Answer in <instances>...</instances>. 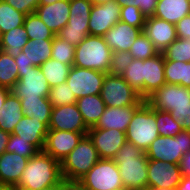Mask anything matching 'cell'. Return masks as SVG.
Masks as SVG:
<instances>
[{"label":"cell","instance_id":"obj_1","mask_svg":"<svg viewBox=\"0 0 190 190\" xmlns=\"http://www.w3.org/2000/svg\"><path fill=\"white\" fill-rule=\"evenodd\" d=\"M63 180L60 162L44 151L29 158L14 190H40L46 187L61 186Z\"/></svg>","mask_w":190,"mask_h":190},{"label":"cell","instance_id":"obj_2","mask_svg":"<svg viewBox=\"0 0 190 190\" xmlns=\"http://www.w3.org/2000/svg\"><path fill=\"white\" fill-rule=\"evenodd\" d=\"M145 101L154 110L170 112L183 130L190 131V88L166 83Z\"/></svg>","mask_w":190,"mask_h":190},{"label":"cell","instance_id":"obj_3","mask_svg":"<svg viewBox=\"0 0 190 190\" xmlns=\"http://www.w3.org/2000/svg\"><path fill=\"white\" fill-rule=\"evenodd\" d=\"M118 165L123 187L127 190L147 188L148 158L140 148L126 142L113 159Z\"/></svg>","mask_w":190,"mask_h":190},{"label":"cell","instance_id":"obj_4","mask_svg":"<svg viewBox=\"0 0 190 190\" xmlns=\"http://www.w3.org/2000/svg\"><path fill=\"white\" fill-rule=\"evenodd\" d=\"M112 52L103 36L88 35L75 47L73 66L109 73Z\"/></svg>","mask_w":190,"mask_h":190},{"label":"cell","instance_id":"obj_5","mask_svg":"<svg viewBox=\"0 0 190 190\" xmlns=\"http://www.w3.org/2000/svg\"><path fill=\"white\" fill-rule=\"evenodd\" d=\"M157 125L155 110L144 101L132 116L125 132L126 141L146 152L150 144L159 136Z\"/></svg>","mask_w":190,"mask_h":190},{"label":"cell","instance_id":"obj_6","mask_svg":"<svg viewBox=\"0 0 190 190\" xmlns=\"http://www.w3.org/2000/svg\"><path fill=\"white\" fill-rule=\"evenodd\" d=\"M99 160L100 157L92 140L86 135L76 148L60 162L62 177L66 180H79Z\"/></svg>","mask_w":190,"mask_h":190},{"label":"cell","instance_id":"obj_7","mask_svg":"<svg viewBox=\"0 0 190 190\" xmlns=\"http://www.w3.org/2000/svg\"><path fill=\"white\" fill-rule=\"evenodd\" d=\"M92 3L90 0H70L67 25L57 34L62 40L75 47L89 35V18Z\"/></svg>","mask_w":190,"mask_h":190},{"label":"cell","instance_id":"obj_8","mask_svg":"<svg viewBox=\"0 0 190 190\" xmlns=\"http://www.w3.org/2000/svg\"><path fill=\"white\" fill-rule=\"evenodd\" d=\"M190 150V131L182 130L176 137L158 136L146 150L148 160L179 164L183 154Z\"/></svg>","mask_w":190,"mask_h":190},{"label":"cell","instance_id":"obj_9","mask_svg":"<svg viewBox=\"0 0 190 190\" xmlns=\"http://www.w3.org/2000/svg\"><path fill=\"white\" fill-rule=\"evenodd\" d=\"M79 181L88 190L124 189L118 165L113 159H100Z\"/></svg>","mask_w":190,"mask_h":190},{"label":"cell","instance_id":"obj_10","mask_svg":"<svg viewBox=\"0 0 190 190\" xmlns=\"http://www.w3.org/2000/svg\"><path fill=\"white\" fill-rule=\"evenodd\" d=\"M101 98L106 107L135 106L142 98L120 75H105Z\"/></svg>","mask_w":190,"mask_h":190},{"label":"cell","instance_id":"obj_11","mask_svg":"<svg viewBox=\"0 0 190 190\" xmlns=\"http://www.w3.org/2000/svg\"><path fill=\"white\" fill-rule=\"evenodd\" d=\"M106 74L97 70L72 66L66 83L76 99L85 97L86 95H97L101 94Z\"/></svg>","mask_w":190,"mask_h":190},{"label":"cell","instance_id":"obj_12","mask_svg":"<svg viewBox=\"0 0 190 190\" xmlns=\"http://www.w3.org/2000/svg\"><path fill=\"white\" fill-rule=\"evenodd\" d=\"M51 87L41 69L33 66L10 88L19 99L47 98Z\"/></svg>","mask_w":190,"mask_h":190},{"label":"cell","instance_id":"obj_13","mask_svg":"<svg viewBox=\"0 0 190 190\" xmlns=\"http://www.w3.org/2000/svg\"><path fill=\"white\" fill-rule=\"evenodd\" d=\"M147 188L177 189L182 175L179 164L148 160Z\"/></svg>","mask_w":190,"mask_h":190},{"label":"cell","instance_id":"obj_14","mask_svg":"<svg viewBox=\"0 0 190 190\" xmlns=\"http://www.w3.org/2000/svg\"><path fill=\"white\" fill-rule=\"evenodd\" d=\"M87 135L100 159H114L118 150L127 142L126 134L115 129L89 128Z\"/></svg>","mask_w":190,"mask_h":190},{"label":"cell","instance_id":"obj_15","mask_svg":"<svg viewBox=\"0 0 190 190\" xmlns=\"http://www.w3.org/2000/svg\"><path fill=\"white\" fill-rule=\"evenodd\" d=\"M121 7L112 0L107 3L92 5L89 18V35L104 36L105 33L120 21Z\"/></svg>","mask_w":190,"mask_h":190},{"label":"cell","instance_id":"obj_16","mask_svg":"<svg viewBox=\"0 0 190 190\" xmlns=\"http://www.w3.org/2000/svg\"><path fill=\"white\" fill-rule=\"evenodd\" d=\"M48 128L49 130L80 132L85 136L89 131L76 103L53 107Z\"/></svg>","mask_w":190,"mask_h":190},{"label":"cell","instance_id":"obj_17","mask_svg":"<svg viewBox=\"0 0 190 190\" xmlns=\"http://www.w3.org/2000/svg\"><path fill=\"white\" fill-rule=\"evenodd\" d=\"M84 136L80 132L48 130L43 151L61 162L76 148Z\"/></svg>","mask_w":190,"mask_h":190},{"label":"cell","instance_id":"obj_18","mask_svg":"<svg viewBox=\"0 0 190 190\" xmlns=\"http://www.w3.org/2000/svg\"><path fill=\"white\" fill-rule=\"evenodd\" d=\"M164 84V55L158 53L154 57L142 60V99L146 100Z\"/></svg>","mask_w":190,"mask_h":190},{"label":"cell","instance_id":"obj_19","mask_svg":"<svg viewBox=\"0 0 190 190\" xmlns=\"http://www.w3.org/2000/svg\"><path fill=\"white\" fill-rule=\"evenodd\" d=\"M142 31L151 40L159 53H162L177 39L175 24L154 16L146 18Z\"/></svg>","mask_w":190,"mask_h":190},{"label":"cell","instance_id":"obj_20","mask_svg":"<svg viewBox=\"0 0 190 190\" xmlns=\"http://www.w3.org/2000/svg\"><path fill=\"white\" fill-rule=\"evenodd\" d=\"M29 158L5 151L0 155V187L14 188L21 178Z\"/></svg>","mask_w":190,"mask_h":190},{"label":"cell","instance_id":"obj_21","mask_svg":"<svg viewBox=\"0 0 190 190\" xmlns=\"http://www.w3.org/2000/svg\"><path fill=\"white\" fill-rule=\"evenodd\" d=\"M70 0H60L49 5H38L35 13L57 35L67 25Z\"/></svg>","mask_w":190,"mask_h":190},{"label":"cell","instance_id":"obj_22","mask_svg":"<svg viewBox=\"0 0 190 190\" xmlns=\"http://www.w3.org/2000/svg\"><path fill=\"white\" fill-rule=\"evenodd\" d=\"M144 101L141 99L135 106L106 107L97 124L91 128L115 129L125 133L135 110Z\"/></svg>","mask_w":190,"mask_h":190},{"label":"cell","instance_id":"obj_23","mask_svg":"<svg viewBox=\"0 0 190 190\" xmlns=\"http://www.w3.org/2000/svg\"><path fill=\"white\" fill-rule=\"evenodd\" d=\"M141 32V28L119 21L103 37L113 52H128Z\"/></svg>","mask_w":190,"mask_h":190},{"label":"cell","instance_id":"obj_24","mask_svg":"<svg viewBox=\"0 0 190 190\" xmlns=\"http://www.w3.org/2000/svg\"><path fill=\"white\" fill-rule=\"evenodd\" d=\"M48 130L49 128L44 123L31 117L23 116L15 126L12 134L31 143L39 151H43Z\"/></svg>","mask_w":190,"mask_h":190},{"label":"cell","instance_id":"obj_25","mask_svg":"<svg viewBox=\"0 0 190 190\" xmlns=\"http://www.w3.org/2000/svg\"><path fill=\"white\" fill-rule=\"evenodd\" d=\"M190 15V0H158L154 17L176 24Z\"/></svg>","mask_w":190,"mask_h":190},{"label":"cell","instance_id":"obj_26","mask_svg":"<svg viewBox=\"0 0 190 190\" xmlns=\"http://www.w3.org/2000/svg\"><path fill=\"white\" fill-rule=\"evenodd\" d=\"M76 105L88 128L94 127L97 124L106 108L100 94L86 95L85 97L78 98Z\"/></svg>","mask_w":190,"mask_h":190},{"label":"cell","instance_id":"obj_27","mask_svg":"<svg viewBox=\"0 0 190 190\" xmlns=\"http://www.w3.org/2000/svg\"><path fill=\"white\" fill-rule=\"evenodd\" d=\"M23 109L20 99L11 92L7 95L0 109V129L13 133L15 126L23 118Z\"/></svg>","mask_w":190,"mask_h":190},{"label":"cell","instance_id":"obj_28","mask_svg":"<svg viewBox=\"0 0 190 190\" xmlns=\"http://www.w3.org/2000/svg\"><path fill=\"white\" fill-rule=\"evenodd\" d=\"M24 116L31 117L44 123L47 127L50 123L52 104L48 98L20 99Z\"/></svg>","mask_w":190,"mask_h":190},{"label":"cell","instance_id":"obj_29","mask_svg":"<svg viewBox=\"0 0 190 190\" xmlns=\"http://www.w3.org/2000/svg\"><path fill=\"white\" fill-rule=\"evenodd\" d=\"M164 75L167 84H176L190 88V62L166 60Z\"/></svg>","mask_w":190,"mask_h":190},{"label":"cell","instance_id":"obj_30","mask_svg":"<svg viewBox=\"0 0 190 190\" xmlns=\"http://www.w3.org/2000/svg\"><path fill=\"white\" fill-rule=\"evenodd\" d=\"M53 39L28 40L22 48L27 59L33 62V66L40 67L46 60L51 58Z\"/></svg>","mask_w":190,"mask_h":190},{"label":"cell","instance_id":"obj_31","mask_svg":"<svg viewBox=\"0 0 190 190\" xmlns=\"http://www.w3.org/2000/svg\"><path fill=\"white\" fill-rule=\"evenodd\" d=\"M27 42L28 37L24 25L15 27L6 33H3L0 50L5 51L13 57H17L22 48L26 46Z\"/></svg>","mask_w":190,"mask_h":190},{"label":"cell","instance_id":"obj_32","mask_svg":"<svg viewBox=\"0 0 190 190\" xmlns=\"http://www.w3.org/2000/svg\"><path fill=\"white\" fill-rule=\"evenodd\" d=\"M39 68L44 74L49 86L54 87L66 82L71 66L50 58L46 60Z\"/></svg>","mask_w":190,"mask_h":190},{"label":"cell","instance_id":"obj_33","mask_svg":"<svg viewBox=\"0 0 190 190\" xmlns=\"http://www.w3.org/2000/svg\"><path fill=\"white\" fill-rule=\"evenodd\" d=\"M23 25L28 40L53 39L56 36L35 12L25 16Z\"/></svg>","mask_w":190,"mask_h":190},{"label":"cell","instance_id":"obj_34","mask_svg":"<svg viewBox=\"0 0 190 190\" xmlns=\"http://www.w3.org/2000/svg\"><path fill=\"white\" fill-rule=\"evenodd\" d=\"M18 80V68L14 57L0 50V87L10 89Z\"/></svg>","mask_w":190,"mask_h":190},{"label":"cell","instance_id":"obj_35","mask_svg":"<svg viewBox=\"0 0 190 190\" xmlns=\"http://www.w3.org/2000/svg\"><path fill=\"white\" fill-rule=\"evenodd\" d=\"M25 14L17 11L4 0H0V28L2 33H6L15 27L24 24Z\"/></svg>","mask_w":190,"mask_h":190},{"label":"cell","instance_id":"obj_36","mask_svg":"<svg viewBox=\"0 0 190 190\" xmlns=\"http://www.w3.org/2000/svg\"><path fill=\"white\" fill-rule=\"evenodd\" d=\"M155 119L159 136L176 137L183 130L181 123L175 120L168 111L155 110Z\"/></svg>","mask_w":190,"mask_h":190},{"label":"cell","instance_id":"obj_37","mask_svg":"<svg viewBox=\"0 0 190 190\" xmlns=\"http://www.w3.org/2000/svg\"><path fill=\"white\" fill-rule=\"evenodd\" d=\"M75 46L62 40L57 35L53 38L51 58L63 64L73 66Z\"/></svg>","mask_w":190,"mask_h":190},{"label":"cell","instance_id":"obj_38","mask_svg":"<svg viewBox=\"0 0 190 190\" xmlns=\"http://www.w3.org/2000/svg\"><path fill=\"white\" fill-rule=\"evenodd\" d=\"M162 53L166 60L190 62V39L177 38Z\"/></svg>","mask_w":190,"mask_h":190},{"label":"cell","instance_id":"obj_39","mask_svg":"<svg viewBox=\"0 0 190 190\" xmlns=\"http://www.w3.org/2000/svg\"><path fill=\"white\" fill-rule=\"evenodd\" d=\"M128 52L133 56V59L140 60L152 58L159 53L143 31L138 35Z\"/></svg>","mask_w":190,"mask_h":190},{"label":"cell","instance_id":"obj_40","mask_svg":"<svg viewBox=\"0 0 190 190\" xmlns=\"http://www.w3.org/2000/svg\"><path fill=\"white\" fill-rule=\"evenodd\" d=\"M47 98L52 104V107L75 104L77 101L74 93L71 91L66 82L51 87Z\"/></svg>","mask_w":190,"mask_h":190},{"label":"cell","instance_id":"obj_41","mask_svg":"<svg viewBox=\"0 0 190 190\" xmlns=\"http://www.w3.org/2000/svg\"><path fill=\"white\" fill-rule=\"evenodd\" d=\"M121 76L142 98V60L133 59Z\"/></svg>","mask_w":190,"mask_h":190},{"label":"cell","instance_id":"obj_42","mask_svg":"<svg viewBox=\"0 0 190 190\" xmlns=\"http://www.w3.org/2000/svg\"><path fill=\"white\" fill-rule=\"evenodd\" d=\"M7 152H14L20 156L31 158L36 155L39 150L26 140L20 139L17 135L10 134L9 142L6 146Z\"/></svg>","mask_w":190,"mask_h":190},{"label":"cell","instance_id":"obj_43","mask_svg":"<svg viewBox=\"0 0 190 190\" xmlns=\"http://www.w3.org/2000/svg\"><path fill=\"white\" fill-rule=\"evenodd\" d=\"M120 21L143 30L146 17L142 14L138 7L126 5L121 7Z\"/></svg>","mask_w":190,"mask_h":190},{"label":"cell","instance_id":"obj_44","mask_svg":"<svg viewBox=\"0 0 190 190\" xmlns=\"http://www.w3.org/2000/svg\"><path fill=\"white\" fill-rule=\"evenodd\" d=\"M132 61L133 56L129 52H112L109 74L121 76Z\"/></svg>","mask_w":190,"mask_h":190},{"label":"cell","instance_id":"obj_45","mask_svg":"<svg viewBox=\"0 0 190 190\" xmlns=\"http://www.w3.org/2000/svg\"><path fill=\"white\" fill-rule=\"evenodd\" d=\"M6 3L10 4L17 11L22 12L25 15L34 13L40 0H4Z\"/></svg>","mask_w":190,"mask_h":190},{"label":"cell","instance_id":"obj_46","mask_svg":"<svg viewBox=\"0 0 190 190\" xmlns=\"http://www.w3.org/2000/svg\"><path fill=\"white\" fill-rule=\"evenodd\" d=\"M177 38L190 39V15L183 17L175 24Z\"/></svg>","mask_w":190,"mask_h":190},{"label":"cell","instance_id":"obj_47","mask_svg":"<svg viewBox=\"0 0 190 190\" xmlns=\"http://www.w3.org/2000/svg\"><path fill=\"white\" fill-rule=\"evenodd\" d=\"M15 63L17 64L18 68V78L23 77V72H27L29 69L33 67V62H30L25 53L22 51L17 57H14Z\"/></svg>","mask_w":190,"mask_h":190},{"label":"cell","instance_id":"obj_48","mask_svg":"<svg viewBox=\"0 0 190 190\" xmlns=\"http://www.w3.org/2000/svg\"><path fill=\"white\" fill-rule=\"evenodd\" d=\"M158 0H141V12L146 17L154 16Z\"/></svg>","mask_w":190,"mask_h":190},{"label":"cell","instance_id":"obj_49","mask_svg":"<svg viewBox=\"0 0 190 190\" xmlns=\"http://www.w3.org/2000/svg\"><path fill=\"white\" fill-rule=\"evenodd\" d=\"M60 190H88L79 180H66L61 182Z\"/></svg>","mask_w":190,"mask_h":190},{"label":"cell","instance_id":"obj_50","mask_svg":"<svg viewBox=\"0 0 190 190\" xmlns=\"http://www.w3.org/2000/svg\"><path fill=\"white\" fill-rule=\"evenodd\" d=\"M179 169L182 176H190V150L183 154L180 159Z\"/></svg>","mask_w":190,"mask_h":190},{"label":"cell","instance_id":"obj_51","mask_svg":"<svg viewBox=\"0 0 190 190\" xmlns=\"http://www.w3.org/2000/svg\"><path fill=\"white\" fill-rule=\"evenodd\" d=\"M10 133L0 129V155L6 151L7 143L9 142Z\"/></svg>","mask_w":190,"mask_h":190},{"label":"cell","instance_id":"obj_52","mask_svg":"<svg viewBox=\"0 0 190 190\" xmlns=\"http://www.w3.org/2000/svg\"><path fill=\"white\" fill-rule=\"evenodd\" d=\"M116 1L120 7L126 6V5H132L135 7H138L141 11V0H114Z\"/></svg>","mask_w":190,"mask_h":190},{"label":"cell","instance_id":"obj_53","mask_svg":"<svg viewBox=\"0 0 190 190\" xmlns=\"http://www.w3.org/2000/svg\"><path fill=\"white\" fill-rule=\"evenodd\" d=\"M177 190H190V176H182Z\"/></svg>","mask_w":190,"mask_h":190},{"label":"cell","instance_id":"obj_54","mask_svg":"<svg viewBox=\"0 0 190 190\" xmlns=\"http://www.w3.org/2000/svg\"><path fill=\"white\" fill-rule=\"evenodd\" d=\"M10 93V89L6 87H0V109L5 103L7 95Z\"/></svg>","mask_w":190,"mask_h":190},{"label":"cell","instance_id":"obj_55","mask_svg":"<svg viewBox=\"0 0 190 190\" xmlns=\"http://www.w3.org/2000/svg\"><path fill=\"white\" fill-rule=\"evenodd\" d=\"M56 1H60V0H40L39 5H49V4H53Z\"/></svg>","mask_w":190,"mask_h":190},{"label":"cell","instance_id":"obj_56","mask_svg":"<svg viewBox=\"0 0 190 190\" xmlns=\"http://www.w3.org/2000/svg\"><path fill=\"white\" fill-rule=\"evenodd\" d=\"M90 1H91L92 5H99V4L107 3L112 0H90Z\"/></svg>","mask_w":190,"mask_h":190},{"label":"cell","instance_id":"obj_57","mask_svg":"<svg viewBox=\"0 0 190 190\" xmlns=\"http://www.w3.org/2000/svg\"><path fill=\"white\" fill-rule=\"evenodd\" d=\"M40 190H60V186L46 187Z\"/></svg>","mask_w":190,"mask_h":190},{"label":"cell","instance_id":"obj_58","mask_svg":"<svg viewBox=\"0 0 190 190\" xmlns=\"http://www.w3.org/2000/svg\"><path fill=\"white\" fill-rule=\"evenodd\" d=\"M150 190H177V189L150 188Z\"/></svg>","mask_w":190,"mask_h":190},{"label":"cell","instance_id":"obj_59","mask_svg":"<svg viewBox=\"0 0 190 190\" xmlns=\"http://www.w3.org/2000/svg\"><path fill=\"white\" fill-rule=\"evenodd\" d=\"M0 190H14L12 188H4V187H0Z\"/></svg>","mask_w":190,"mask_h":190},{"label":"cell","instance_id":"obj_60","mask_svg":"<svg viewBox=\"0 0 190 190\" xmlns=\"http://www.w3.org/2000/svg\"><path fill=\"white\" fill-rule=\"evenodd\" d=\"M2 36H3V33H2L1 28H0V43H1V40H2Z\"/></svg>","mask_w":190,"mask_h":190}]
</instances>
